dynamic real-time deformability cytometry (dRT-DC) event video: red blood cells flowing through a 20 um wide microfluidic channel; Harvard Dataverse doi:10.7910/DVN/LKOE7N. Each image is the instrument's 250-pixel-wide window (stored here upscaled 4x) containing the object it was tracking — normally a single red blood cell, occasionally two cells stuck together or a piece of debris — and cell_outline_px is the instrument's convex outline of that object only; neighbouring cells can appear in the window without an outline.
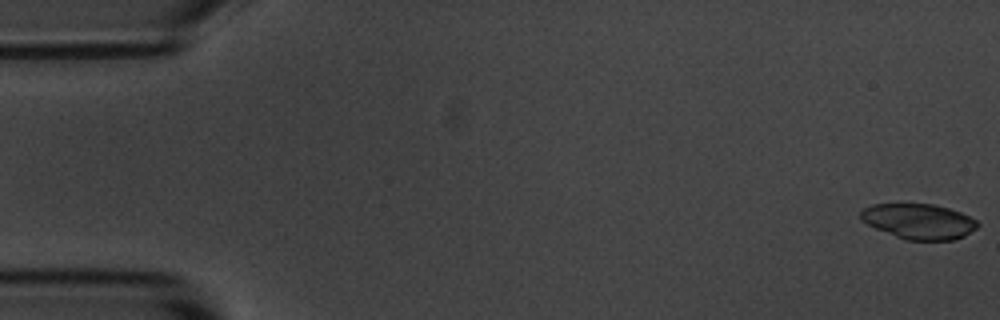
{"species": "common noctule bat (a hibernating species)", "species_latin": "Nyctalus noctula", "temperature_condition": "room temperature", "stored_images_in_passage": 8, "camera_frame_rate_fps": 3000, "um_per_image_px": 0.085, "animal": {"sex": "male", "body_mass_g": 20.1, "forearm_length_mm": 53.5}, "frame": {"image": 1, "passage_image": 1, "time_ms": 0.0, "image_size_px": [1000, 320], "cell_outline_px": [[980, 224], [976, 228], [964, 236], [956, 240], [908, 240], [896, 236], [876, 228], [860, 220], [860, 212], [864, 208], [872, 204], [932, 204], [948, 208], [960, 212], [976, 220]], "centroid_in_image_um": [78.11, 18.81], "position_along_channel_um": 6.9, "area_um2": 23.87}}